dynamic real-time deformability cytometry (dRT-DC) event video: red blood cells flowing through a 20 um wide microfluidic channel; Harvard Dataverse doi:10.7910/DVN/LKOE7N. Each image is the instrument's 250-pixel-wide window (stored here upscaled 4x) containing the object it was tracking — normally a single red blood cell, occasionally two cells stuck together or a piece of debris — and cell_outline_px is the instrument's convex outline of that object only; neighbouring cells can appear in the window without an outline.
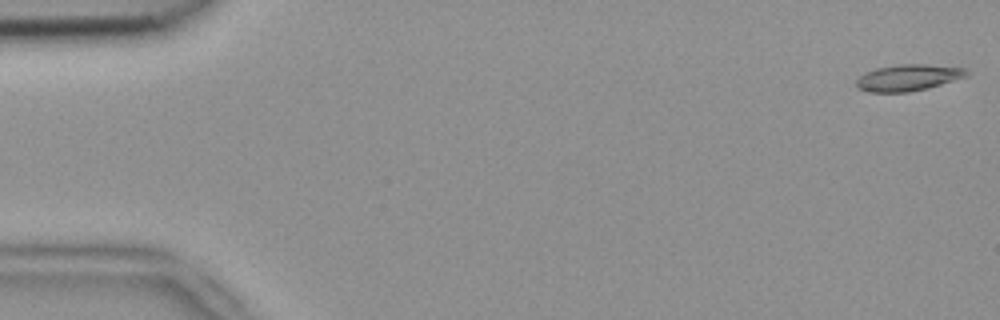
{"species": "common noctule bat (a hibernating species)", "species_latin": "Nyctalus noctula", "temperature_condition": "room temperature", "stored_images_in_passage": 11, "camera_frame_rate_fps": 3000, "um_per_image_px": 0.085, "animal": {"sex": "female", "body_mass_g": 18.4}, "frame": {"image": 1, "passage_image": 1, "time_ms": 0.0, "image_size_px": [1000, 320], "cell_outline_px": [[968, 76], [928, 88], [908, 92], [868, 92], [856, 88], [856, 80], [860, 76], [876, 68], [900, 64], [924, 64], [964, 68], [968, 72]], "centroid_in_image_um": [77.18, 6.61], "position_along_channel_um": 7.8, "area_um2": 16.88}}